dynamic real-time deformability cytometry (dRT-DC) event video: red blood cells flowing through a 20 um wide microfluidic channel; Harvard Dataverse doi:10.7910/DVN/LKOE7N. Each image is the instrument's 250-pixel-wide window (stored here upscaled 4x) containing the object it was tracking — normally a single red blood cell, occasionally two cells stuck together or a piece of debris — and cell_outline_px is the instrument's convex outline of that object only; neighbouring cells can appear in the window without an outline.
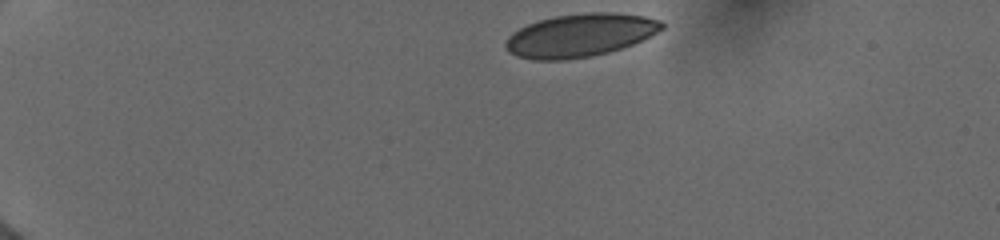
{"species": "human", "species_latin": "Homo sapiens", "temperature_condition": "cold", "stored_images_in_passage": 7, "camera_frame_rate_fps": 3000, "um_per_image_px": 0.085, "donor": {"sex": "female"}, "frame": {"image": 1, "passage_image": 1, "time_ms": 0.0, "image_size_px": [1000, 240], "cell_outline_px": [[664, 28], [632, 44], [608, 52], [592, 56], [564, 60], [532, 60], [516, 56], [508, 52], [504, 48], [504, 44], [508, 36], [512, 32], [536, 20], [556, 16], [584, 12], [616, 12], [644, 16], [660, 20], [664, 24]], "centroid_in_image_um": [49.25, 3.0], "position_along_channel_um": 35.8, "area_um2": 39.36}}
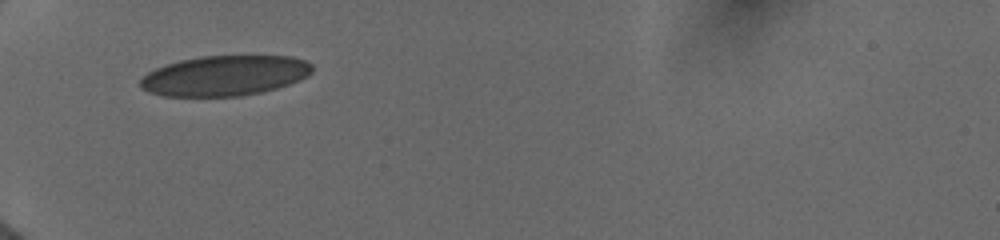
{"frame": {"image": 2, "passage_image": 5, "time_ms": 2.667, "image_size_px": [1000, 240], "cell_outline_px": [[312, 72], [308, 76], [300, 80], [276, 88], [260, 92], [240, 96], [164, 96], [148, 92], [140, 88], [140, 80], [148, 72], [156, 68], [180, 60], [200, 56], [292, 56], [304, 60], [312, 64]], "centroid_in_image_um": [19.1, 6.43], "position_along_channel_um": 65.9, "area_um2": 40.23}}